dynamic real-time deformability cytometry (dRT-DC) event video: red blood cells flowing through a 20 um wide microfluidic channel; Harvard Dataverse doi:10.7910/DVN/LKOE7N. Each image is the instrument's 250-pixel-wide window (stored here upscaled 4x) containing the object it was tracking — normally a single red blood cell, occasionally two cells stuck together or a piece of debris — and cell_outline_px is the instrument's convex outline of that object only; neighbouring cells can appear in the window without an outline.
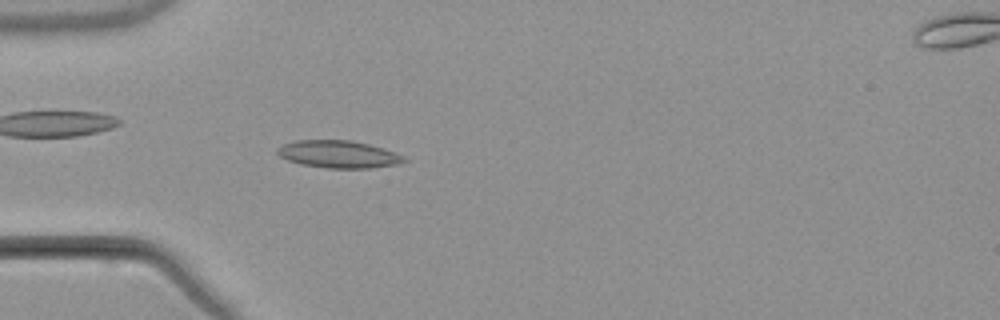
{"species": "common noctule bat (a hibernating species)", "species_latin": "Nyctalus noctula", "temperature_condition": "warm", "stored_images_in_passage": 4, "camera_frame_rate_fps": 3000, "um_per_image_px": 0.085, "animal": {"sex": "male", "body_mass_g": 21.5, "forearm_length_mm": 52.0}, "frame": {"image": 1, "passage_image": 3, "time_ms": 2.667, "image_size_px": [1000, 320], "cell_outline_px": [[408, 160], [400, 164], [372, 168], [328, 168], [300, 164], [288, 160], [280, 156], [276, 152], [276, 148], [284, 144], [296, 140], [352, 140], [384, 148], [396, 152], [404, 156]], "centroid_in_image_um": [28.81, 13.11], "position_along_channel_um": 56.2, "area_um2": 20.4}}